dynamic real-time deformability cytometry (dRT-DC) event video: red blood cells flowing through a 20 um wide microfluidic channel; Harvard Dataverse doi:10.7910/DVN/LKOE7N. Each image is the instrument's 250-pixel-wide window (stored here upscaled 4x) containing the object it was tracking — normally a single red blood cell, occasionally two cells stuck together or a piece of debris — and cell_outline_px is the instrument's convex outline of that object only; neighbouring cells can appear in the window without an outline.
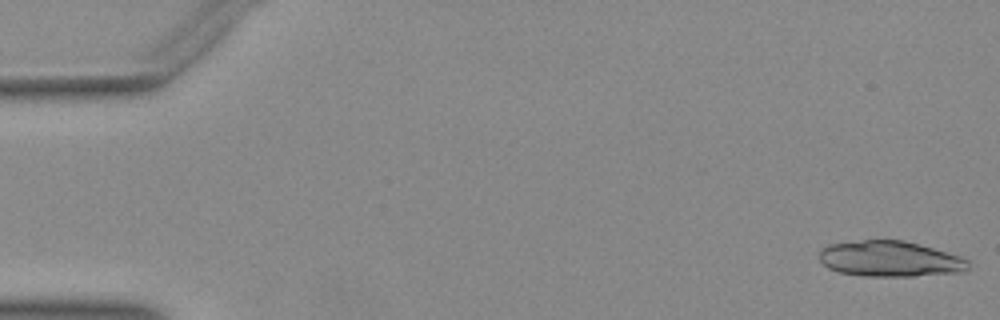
{"species": "Egyptian fruit bat (a non-hibernating species)", "species_latin": "Rousettus aegyptiacus", "temperature_condition": "warm", "stored_images_in_passage": 51, "segment_of_instrument_passage": [1, 2], "camera_frame_rate_fps": 3000, "um_per_image_px": 0.085, "animal": {"sex": "female"}, "frame": {"image": 1, "passage_image": 1, "time_ms": 0.0, "image_size_px": [1000, 320], "cell_outline_px": [[968, 268], [964, 272], [916, 276], [864, 276], [840, 272], [828, 268], [820, 260], [820, 252], [828, 244], [864, 240], [904, 240], [960, 256], [968, 260]], "centroid_in_image_um": [75.66, 22.01], "position_along_channel_um": 9.3, "area_um2": 30.81}}
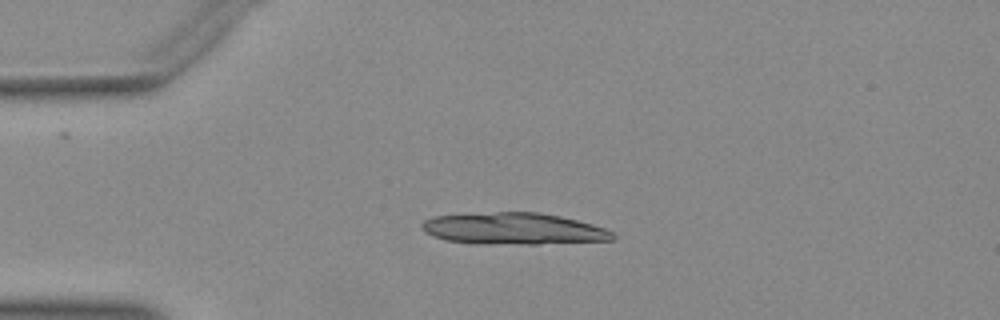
{"frame": {"image": 2, "passage_image": 12, "time_ms": 3.667, "image_size_px": [1000, 320], "cell_outline_px": [[616, 240], [536, 244], [476, 244], [448, 240], [432, 236], [420, 224], [424, 220], [432, 216], [496, 212], [540, 212], [560, 216], [592, 224], [604, 228], [612, 232], [616, 236]], "centroid_in_image_um": [43.68, 19.44], "position_along_channel_um": 41.3, "area_um2": 35.26}}